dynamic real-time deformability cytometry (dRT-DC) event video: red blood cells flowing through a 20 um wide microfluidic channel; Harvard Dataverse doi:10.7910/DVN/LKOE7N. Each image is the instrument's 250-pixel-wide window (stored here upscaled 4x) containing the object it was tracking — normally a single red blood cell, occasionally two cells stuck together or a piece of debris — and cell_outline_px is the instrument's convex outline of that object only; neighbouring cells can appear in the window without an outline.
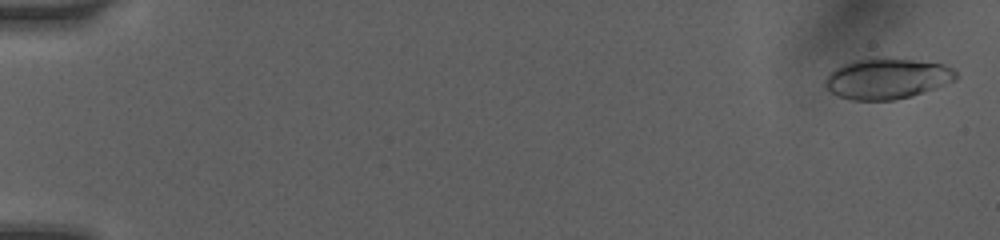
{"species": "human", "species_latin": "Homo sapiens", "temperature_condition": "room temperature", "stored_images_in_passage": 7, "camera_frame_rate_fps": 3000, "um_per_image_px": 0.085, "donor": {"sex": "female"}, "frame": {"image": 1, "passage_image": 1, "time_ms": 0.0, "image_size_px": [1000, 240], "cell_outline_px": [[960, 76], [956, 80], [936, 88], [912, 96], [892, 100], [852, 100], [840, 96], [832, 92], [824, 84], [824, 80], [828, 72], [852, 60], [912, 60], [944, 64], [952, 68]], "centroid_in_image_um": [75.42, 6.71], "position_along_channel_um": 9.6, "area_um2": 30.46}}
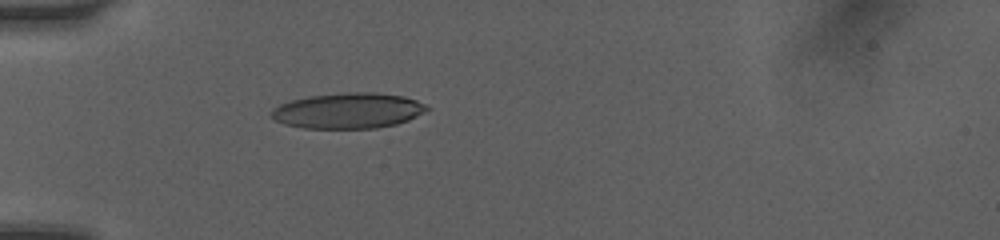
{"frame": {"image": 2, "passage_image": 7, "time_ms": 5.0, "image_size_px": [1000, 240], "cell_outline_px": [[432, 108], [408, 120], [396, 124], [376, 128], [304, 128], [284, 124], [276, 120], [272, 116], [272, 108], [280, 104], [292, 100], [308, 96], [344, 92], [376, 92], [404, 96], [416, 100]], "centroid_in_image_um": [29.61, 9.4], "position_along_channel_um": 55.4, "area_um2": 32.25}}